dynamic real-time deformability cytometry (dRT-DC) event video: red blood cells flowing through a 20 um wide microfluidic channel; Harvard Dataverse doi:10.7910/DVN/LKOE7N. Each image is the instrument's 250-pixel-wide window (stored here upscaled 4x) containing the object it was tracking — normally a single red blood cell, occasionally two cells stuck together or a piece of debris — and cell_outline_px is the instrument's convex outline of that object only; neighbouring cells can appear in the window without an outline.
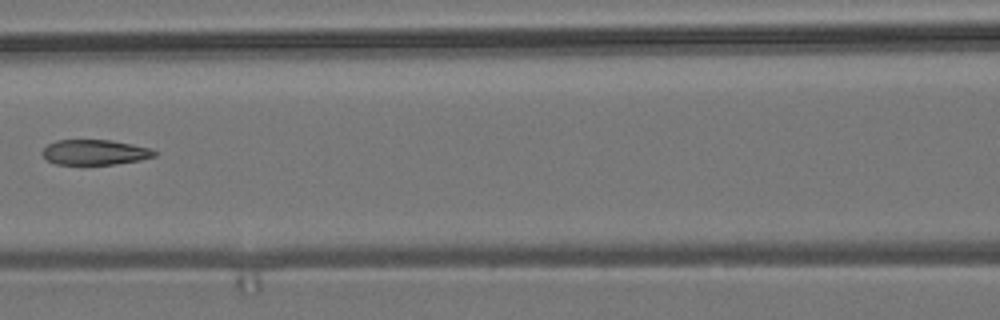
{"species": "common noctule bat (a hibernating species)", "species_latin": "Nyctalus noctula", "temperature_condition": "room temperature", "stored_images_in_passage": 8, "camera_frame_rate_fps": 3000, "um_per_image_px": 0.085, "animal": {"sex": "male", "body_mass_g": 19.2, "forearm_length_mm": 51.8}, "frame": {"image": 1, "passage_image": 7, "time_ms": 8.0, "image_size_px": [1000, 320], "cell_outline_px": [[156, 156], [140, 160], [116, 164], [56, 164], [48, 160], [40, 152], [48, 144], [56, 140], [112, 140], [132, 144], [148, 148], [156, 152]], "centroid_in_image_um": [8.05, 12.94], "position_along_channel_um": 158.6, "area_um2": 16.36}}
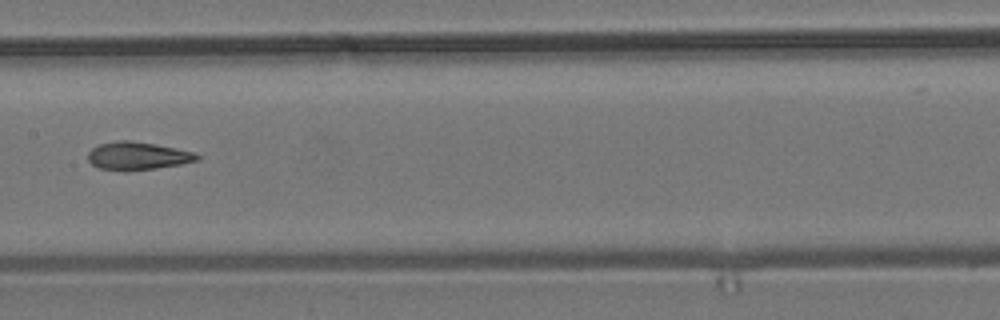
{"frame": {"image": 2, "passage_image": 8, "time_ms": 9.0, "image_size_px": [1000, 320], "cell_outline_px": [[200, 160], [180, 164], [156, 168], [124, 172], [100, 168], [92, 164], [88, 160], [88, 152], [92, 148], [100, 144], [116, 140], [128, 140], [156, 144], [192, 152], [200, 156]], "centroid_in_image_um": [11.67, 13.26], "position_along_channel_um": 195.7, "area_um2": 17.8}}